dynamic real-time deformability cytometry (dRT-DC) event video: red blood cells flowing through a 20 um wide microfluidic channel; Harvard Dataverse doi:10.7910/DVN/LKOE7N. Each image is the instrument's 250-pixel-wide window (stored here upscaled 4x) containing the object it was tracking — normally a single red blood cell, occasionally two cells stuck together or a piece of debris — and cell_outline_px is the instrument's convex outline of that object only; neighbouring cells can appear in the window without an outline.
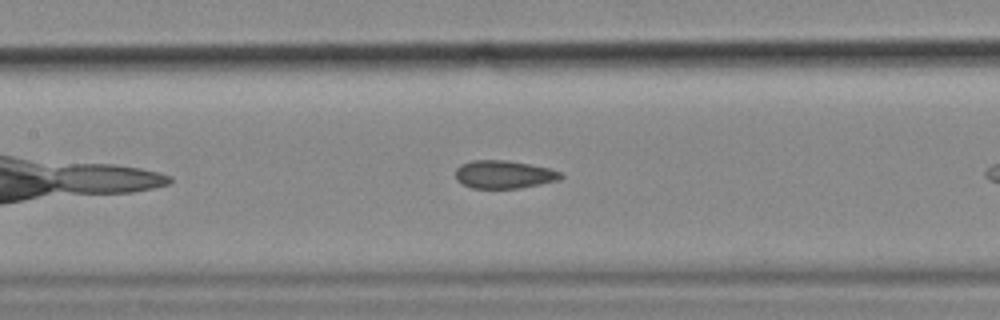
{"species": "common noctule bat (a hibernating species)", "species_latin": "Nyctalus noctula", "temperature_condition": "cold", "stored_images_in_passage": 28, "camera_frame_rate_fps": 3000, "um_per_image_px": 0.085, "animal": {"sex": "female", "body_mass_g": 18.4}, "frame": {"image": 1, "passage_image": 9, "time_ms": 2.667, "image_size_px": [1000, 320], "cell_outline_px": [[564, 176], [560, 180], [520, 188], [472, 188], [456, 180], [456, 168], [460, 164], [472, 160], [508, 160], [548, 168], [560, 172]], "centroid_in_image_um": [42.83, 14.82], "position_along_channel_um": 164.6, "area_um2": 17.17}}